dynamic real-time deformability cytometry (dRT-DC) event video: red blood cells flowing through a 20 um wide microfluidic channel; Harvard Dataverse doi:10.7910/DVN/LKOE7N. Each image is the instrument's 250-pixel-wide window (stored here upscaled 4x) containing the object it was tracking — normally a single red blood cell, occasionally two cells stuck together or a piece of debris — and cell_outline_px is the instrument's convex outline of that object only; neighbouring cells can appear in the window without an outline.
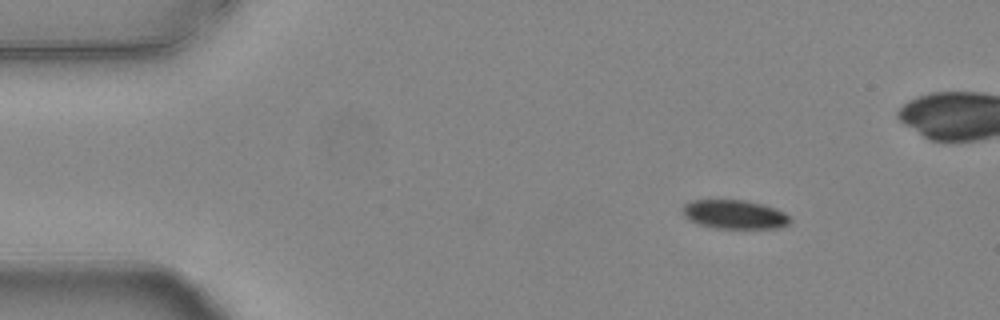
{"species": "common noctule bat (a hibernating species)", "species_latin": "Nyctalus noctula", "temperature_condition": "warm", "stored_images_in_passage": 49, "camera_frame_rate_fps": 3000, "um_per_image_px": 0.085, "animal": {"sex": "female", "body_mass_g": 24.6, "forearm_length_mm": 56.2}, "frame": {"image": 1, "passage_image": 1, "time_ms": 0.0, "image_size_px": [1000, 320], "cell_outline_px": [[792, 220], [788, 224], [780, 228], [716, 228], [696, 224], [688, 220], [684, 216], [680, 208], [684, 204], [692, 200], [744, 200], [764, 204], [776, 208], [784, 212]], "centroid_in_image_um": [62.4, 18.22], "position_along_channel_um": 22.6, "area_um2": 18.38}}
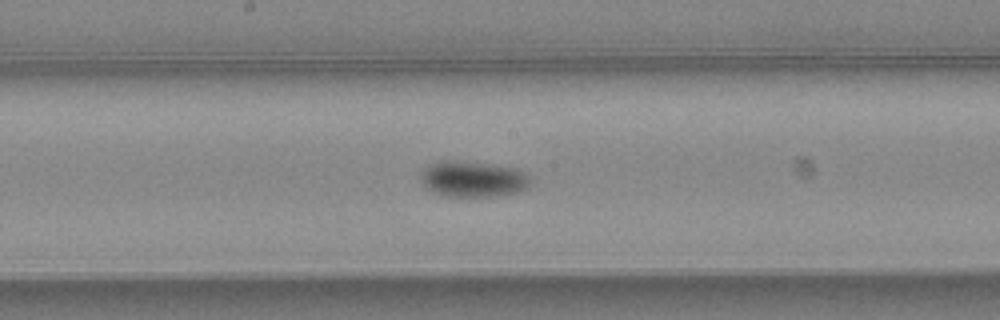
{"frame": {"image": 2, "passage_image": 22, "time_ms": 7.0, "image_size_px": [1000, 320], "cell_outline_px": [[532, 184], [528, 188], [520, 192], [496, 196], [440, 196], [424, 188], [420, 184], [420, 168], [428, 164], [440, 160], [456, 160], [492, 164], [516, 168], [532, 176]], "centroid_in_image_um": [40.17, 15.21], "position_along_channel_um": 208.0, "area_um2": 23.93}}
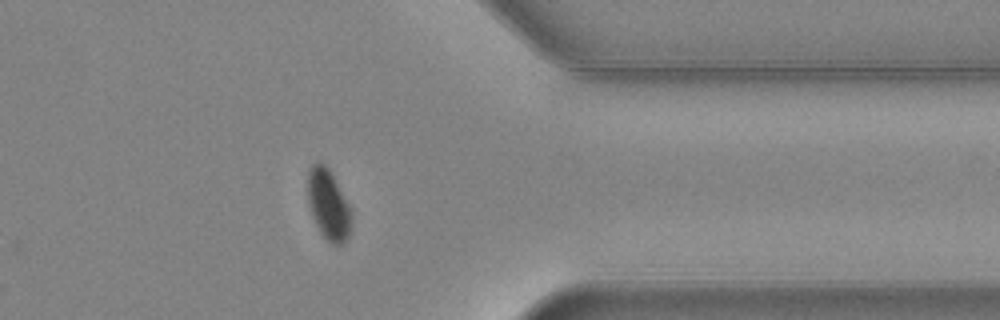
{"frame": {"image": 3, "passage_image": 37, "time_ms": 12.0, "image_size_px": [1000, 320], "cell_outline_px": [[352, 216], [348, 236], [340, 244], [332, 244], [320, 232], [312, 216], [308, 204], [308, 172], [312, 164], [316, 160], [324, 164], [328, 168], [352, 208]], "centroid_in_image_um": [27.91, 17.36], "position_along_channel_um": 383.5, "area_um2": 17.86}, "authors_computed_cell_mechanics": {"area_um2": 20.808, "velocity_mm_per_s": 3.7786, "shape_relaxation_time_tau1_ms": 2.6863, "shape_relaxation_time_tau2_ms": null, "deformation_change_tau1": 0.109, "deformation_change_tau2": null}}